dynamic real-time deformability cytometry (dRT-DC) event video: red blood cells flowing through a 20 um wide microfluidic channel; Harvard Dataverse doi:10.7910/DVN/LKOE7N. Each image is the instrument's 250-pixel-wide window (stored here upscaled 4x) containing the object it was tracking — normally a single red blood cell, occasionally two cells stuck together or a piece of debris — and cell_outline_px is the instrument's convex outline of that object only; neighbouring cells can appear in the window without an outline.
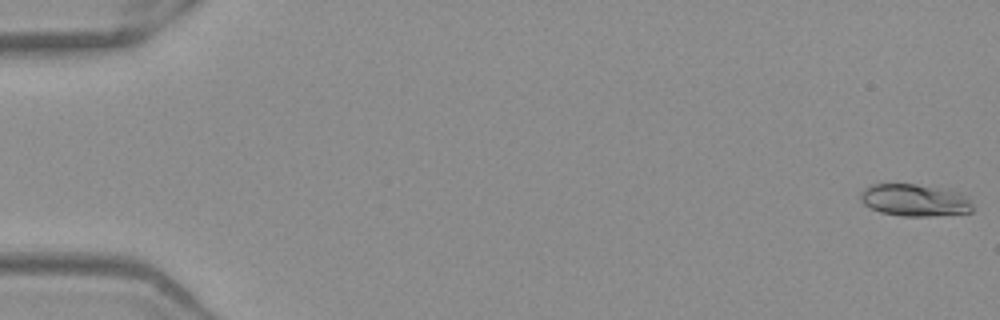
{"species": "Egyptian fruit bat (a non-hibernating species)", "species_latin": "Rousettus aegyptiacus", "temperature_condition": "warm", "stored_images_in_passage": 52, "camera_frame_rate_fps": 3000, "um_per_image_px": 0.085, "frame": {"image": 1, "passage_image": 1, "time_ms": 0.0, "image_size_px": [1000, 320], "cell_outline_px": [[972, 212], [936, 216], [900, 216], [880, 212], [864, 204], [860, 200], [860, 192], [864, 188], [872, 184], [916, 184], [948, 188], [964, 192], [972, 196]], "centroid_in_image_um": [77.84, 17.0], "position_along_channel_um": 7.2, "area_um2": 21.73}}
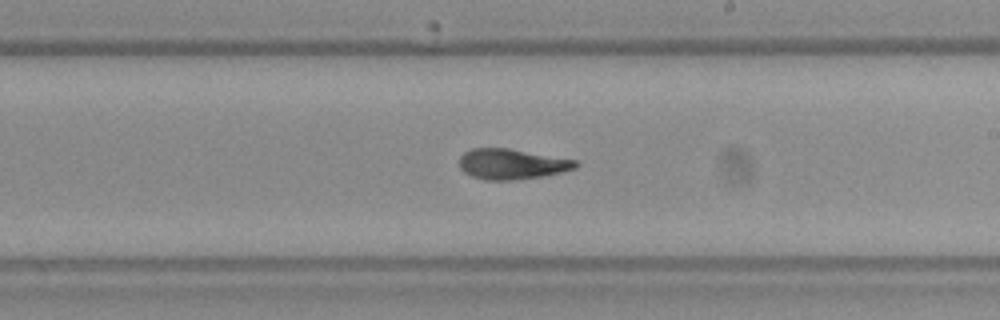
{"frame": {"image": 2, "passage_image": 31, "time_ms": 10.0, "image_size_px": [1000, 320], "cell_outline_px": [[580, 164], [576, 168], [560, 172], [540, 176], [512, 180], [484, 180], [472, 176], [464, 172], [460, 168], [460, 156], [464, 152], [472, 148], [508, 148], [576, 160]], "centroid_in_image_um": [43.48, 13.94], "position_along_channel_um": 245.5, "area_um2": 20.46}}
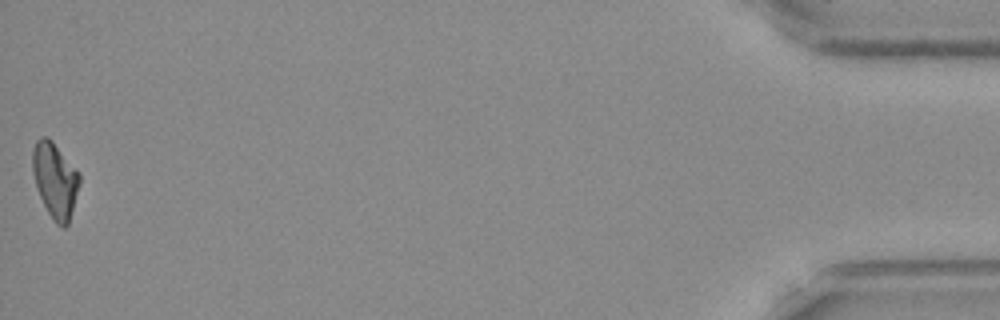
{"frame": {"image": 3, "passage_image": 52, "time_ms": 17.0, "image_size_px": [1000, 320], "cell_outline_px": [[80, 184], [68, 224], [64, 228], [56, 224], [48, 212], [36, 188], [32, 172], [32, 148], [36, 140], [40, 136], [48, 136], [52, 140], [80, 172]], "centroid_in_image_um": [4.67, 15.27], "position_along_channel_um": 430.5, "area_um2": 20.87}, "authors_computed_cell_mechanics": {"area_um2": 20.6346, "velocity_mm_per_s": 3.9761, "shape_relaxation_time_tau1_ms": null, "shape_relaxation_time_tau2_ms": 1.4122, "deformation_change_tau1": null, "deformation_change_tau2": 0.0526}}